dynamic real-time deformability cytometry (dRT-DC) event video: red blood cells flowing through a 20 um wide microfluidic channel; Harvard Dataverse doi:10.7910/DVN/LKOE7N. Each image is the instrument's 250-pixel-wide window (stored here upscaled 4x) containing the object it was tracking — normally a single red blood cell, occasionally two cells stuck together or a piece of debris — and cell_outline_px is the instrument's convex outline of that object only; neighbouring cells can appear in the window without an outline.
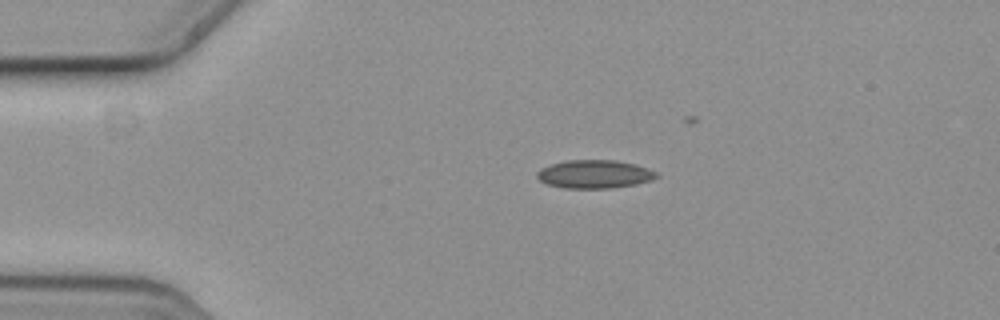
{"species": "common noctule bat (a hibernating species)", "species_latin": "Nyctalus noctula", "temperature_condition": "cold", "stored_images_in_passage": 5, "camera_frame_rate_fps": 3000, "um_per_image_px": 0.085, "animal": {"sex": "female", "body_mass_g": 19.3, "forearm_length_mm": 54.1}, "frame": {"image": 1, "passage_image": 2, "time_ms": 0.333, "image_size_px": [1000, 320], "cell_outline_px": [[660, 176], [652, 180], [636, 184], [612, 188], [564, 188], [548, 184], [540, 180], [536, 176], [536, 172], [540, 168], [564, 160], [616, 160], [636, 164], [648, 168], [656, 172]], "centroid_in_image_um": [50.55, 14.8], "position_along_channel_um": 34.5, "area_um2": 19.83}}
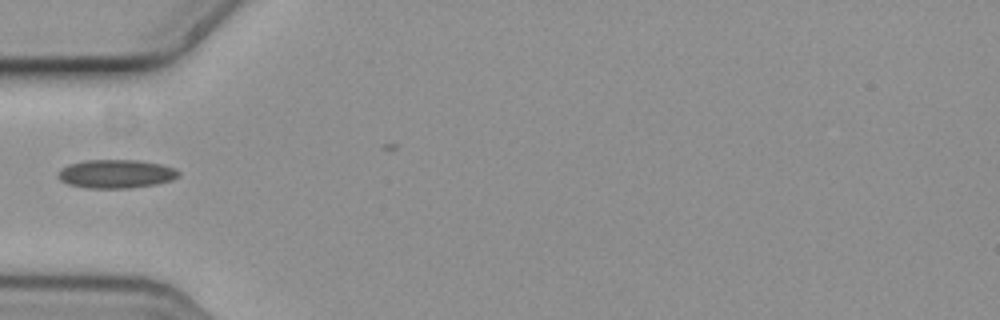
{"frame": {"image": 2, "passage_image": 4, "time_ms": 1.0, "image_size_px": [1000, 320], "cell_outline_px": [[180, 176], [172, 180], [156, 184], [128, 188], [88, 188], [68, 184], [60, 180], [56, 176], [56, 172], [60, 168], [68, 164], [84, 160], [140, 160], [160, 164], [176, 168], [180, 172]], "centroid_in_image_um": [9.84, 14.77], "position_along_channel_um": 75.2, "area_um2": 20.35}}